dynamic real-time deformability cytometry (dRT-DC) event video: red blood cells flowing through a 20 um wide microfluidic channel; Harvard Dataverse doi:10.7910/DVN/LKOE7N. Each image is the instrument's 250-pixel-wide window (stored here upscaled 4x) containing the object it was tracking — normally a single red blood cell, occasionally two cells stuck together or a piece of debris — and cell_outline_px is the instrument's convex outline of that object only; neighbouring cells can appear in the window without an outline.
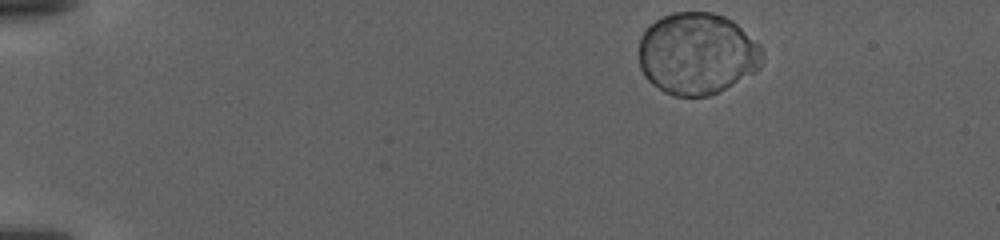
{"species": "human", "species_latin": "Homo sapiens", "temperature_condition": "warm", "stored_images_in_passage": 108, "camera_frame_rate_fps": 3000, "um_per_image_px": 0.085, "donor": {"sex": "female"}, "frame": {"image": 1, "passage_image": 1, "time_ms": 0.0, "image_size_px": [1000, 240], "cell_outline_px": [[764, 56], [760, 68], [732, 84], [708, 96], [676, 96], [664, 92], [652, 84], [644, 76], [640, 68], [640, 36], [644, 28], [656, 20], [672, 12], [712, 12], [724, 16], [732, 20], [760, 44], [764, 52]], "centroid_in_image_um": [59.25, 4.54], "position_along_channel_um": 25.8, "area_um2": 59.01}}
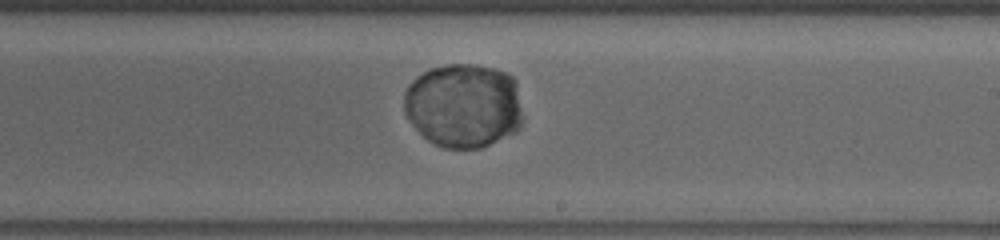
{"frame": {"image": 2, "passage_image": 61, "time_ms": 20.0, "image_size_px": [1000, 240], "cell_outline_px": [[520, 128], [516, 132], [480, 148], [444, 148], [428, 140], [412, 124], [404, 112], [404, 92], [408, 84], [416, 76], [432, 68], [448, 64], [468, 64], [492, 68], [504, 72], [512, 76], [516, 80], [520, 112]], "centroid_in_image_um": [39.37, 8.96], "position_along_channel_um": 249.6, "area_um2": 58.2}}
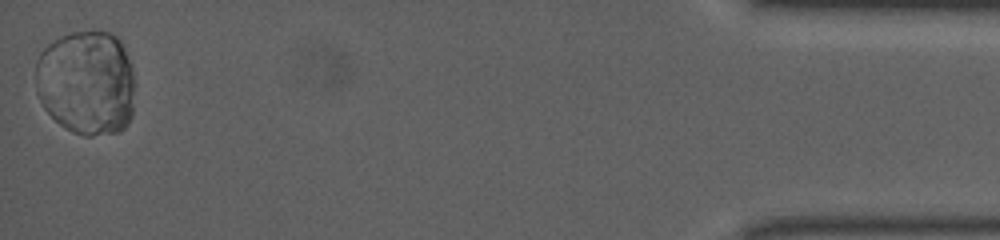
{"frame": {"image": 3, "passage_image": 107, "time_ms": 35.333, "image_size_px": [1000, 240], "cell_outline_px": [[132, 116], [128, 124], [124, 128], [116, 132], [92, 136], [84, 136], [72, 132], [64, 128], [44, 108], [36, 92], [36, 60], [40, 52], [48, 44], [72, 32], [108, 32], [116, 36], [120, 40], [124, 48], [132, 72]], "centroid_in_image_um": [7.32, 7.05], "position_along_channel_um": 427.9, "area_um2": 60.57}}